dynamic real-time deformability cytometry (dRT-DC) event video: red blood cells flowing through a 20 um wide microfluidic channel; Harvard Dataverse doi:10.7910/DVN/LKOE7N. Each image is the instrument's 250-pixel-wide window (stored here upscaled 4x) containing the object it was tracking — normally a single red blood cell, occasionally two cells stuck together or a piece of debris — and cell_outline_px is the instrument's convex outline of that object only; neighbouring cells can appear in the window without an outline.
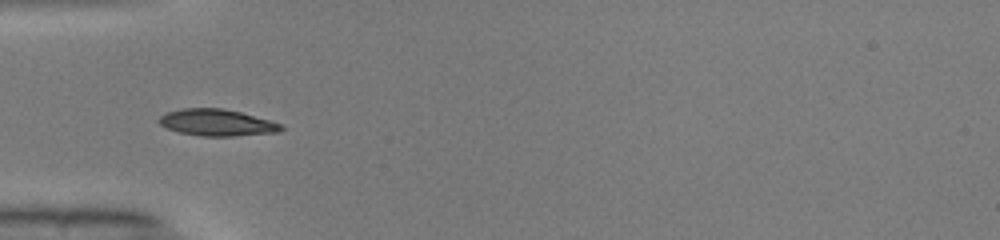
{"species": "common noctule bat (a hibernating species)", "species_latin": "Nyctalus noctula", "temperature_condition": "warm", "stored_images_in_passage": 34, "camera_frame_rate_fps": 3000, "um_per_image_px": 0.085, "animal": {"sex": "male", "body_mass_g": 19.0, "forearm_length_mm": 50.8}, "frame": {"image": 1, "passage_image": 1, "time_ms": 0.0, "image_size_px": [1000, 240], "cell_outline_px": [[284, 128], [276, 132], [232, 136], [200, 136], [180, 132], [168, 128], [160, 124], [156, 120], [160, 116], [168, 112], [180, 108], [224, 108], [240, 112], [268, 120], [280, 124]], "centroid_in_image_um": [18.38, 10.41], "position_along_channel_um": 66.6, "area_um2": 18.73}}
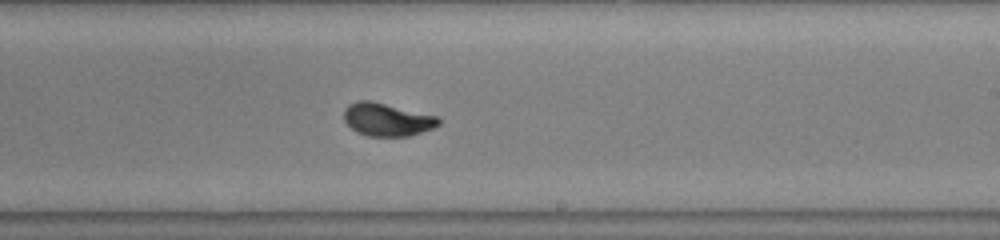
{"frame": {"image": 2, "passage_image": 15, "time_ms": 4.667, "image_size_px": [1000, 240], "cell_outline_px": [[440, 124], [432, 128], [408, 136], [368, 136], [356, 132], [344, 120], [344, 108], [348, 104], [356, 100], [368, 100], [436, 116], [440, 120]], "centroid_in_image_um": [32.85, 10.16], "position_along_channel_um": 256.2, "area_um2": 17.92}}
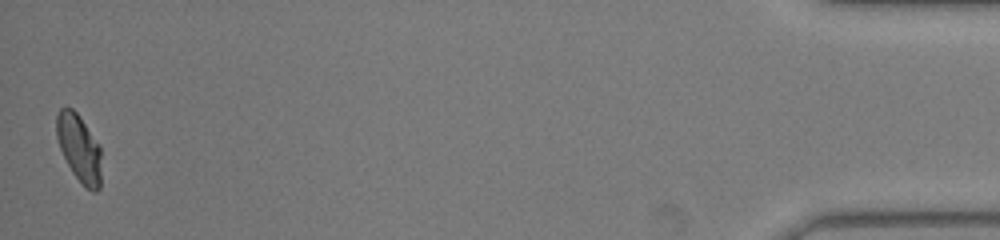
{"frame": {"image": 3, "passage_image": 34, "time_ms": 11.0, "image_size_px": [1000, 240], "cell_outline_px": [[100, 188], [96, 192], [92, 192], [84, 188], [72, 172], [60, 148], [56, 136], [56, 116], [60, 108], [72, 108], [80, 116], [100, 144]], "centroid_in_image_um": [6.73, 12.6], "position_along_channel_um": 428.5, "area_um2": 17.74}, "authors_computed_cell_mechanics": {"area_um2": 17.918, "velocity_mm_per_s": 4.0853, "shape_relaxation_time_tau1_ms": 2.77, "shape_relaxation_time_tau2_ms": null, "deformation_change_tau1": 0.1454, "deformation_change_tau2": null}}